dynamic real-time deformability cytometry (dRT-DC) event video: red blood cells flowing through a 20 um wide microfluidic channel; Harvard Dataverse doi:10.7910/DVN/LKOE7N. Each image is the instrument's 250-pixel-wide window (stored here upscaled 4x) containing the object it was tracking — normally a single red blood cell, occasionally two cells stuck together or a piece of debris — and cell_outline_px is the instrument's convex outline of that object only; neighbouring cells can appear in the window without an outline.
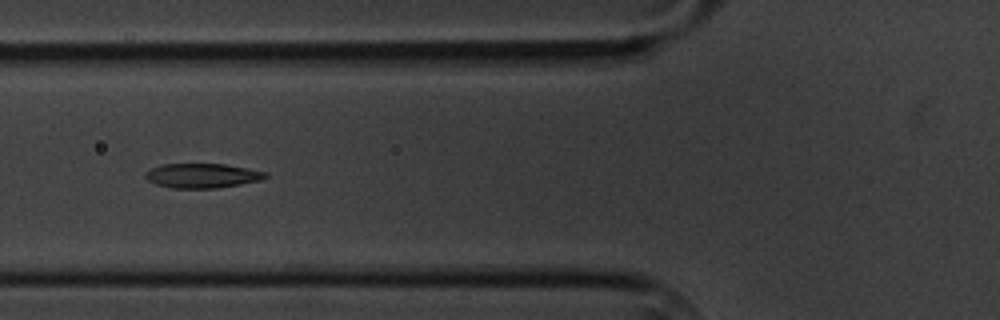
{"species": "common noctule bat (a hibernating species)", "species_latin": "Nyctalus noctula", "temperature_condition": "cold", "stored_images_in_passage": 10, "camera_frame_rate_fps": 3000, "um_per_image_px": 0.085, "animal": {"sex": "male", "body_mass_g": 20.1, "forearm_length_mm": 53.5}, "frame": {"image": 1, "passage_image": 5, "time_ms": 5.667, "image_size_px": [1000, 320], "cell_outline_px": [[268, 176], [260, 180], [240, 184], [216, 188], [172, 188], [156, 184], [148, 180], [144, 176], [152, 168], [160, 164], [224, 164], [248, 168], [268, 172]], "centroid_in_image_um": [17.21, 14.93], "position_along_channel_um": 108.6, "area_um2": 17.05}}
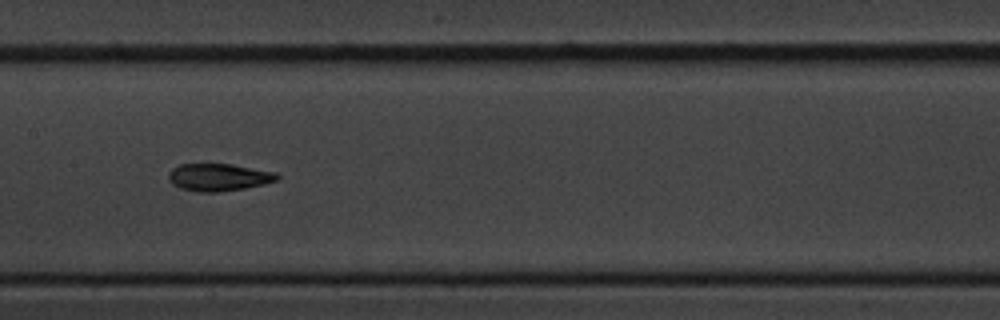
{"frame": {"image": 2, "passage_image": 7, "time_ms": 8.0, "image_size_px": [1000, 320], "cell_outline_px": [[280, 176], [276, 180], [264, 184], [244, 188], [220, 192], [196, 192], [180, 188], [172, 184], [168, 180], [168, 172], [172, 168], [180, 164], [232, 164], [276, 172]], "centroid_in_image_um": [18.55, 15.07], "position_along_channel_um": 188.8, "area_um2": 17.46}}
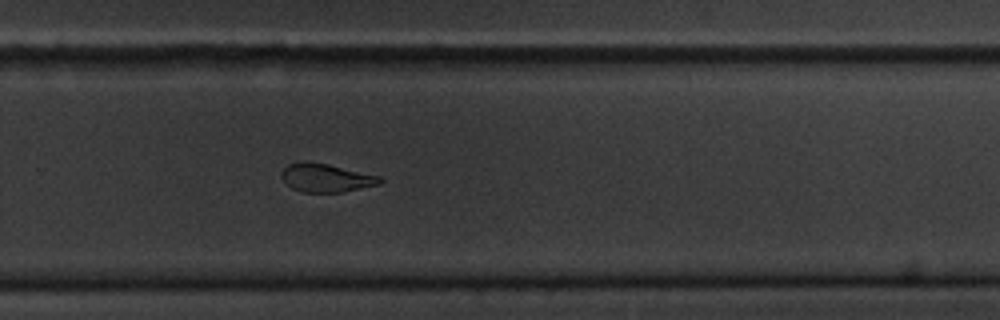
{"frame": {"image": 3, "passage_image": 10, "time_ms": 11.333, "image_size_px": [1000, 320], "cell_outline_px": [[384, 180], [380, 184], [340, 192], [300, 192], [292, 188], [280, 176], [280, 172], [288, 164], [304, 160], [328, 164], [380, 176]], "centroid_in_image_um": [27.69, 15.1], "position_along_channel_um": 302.1, "area_um2": 16.3}}